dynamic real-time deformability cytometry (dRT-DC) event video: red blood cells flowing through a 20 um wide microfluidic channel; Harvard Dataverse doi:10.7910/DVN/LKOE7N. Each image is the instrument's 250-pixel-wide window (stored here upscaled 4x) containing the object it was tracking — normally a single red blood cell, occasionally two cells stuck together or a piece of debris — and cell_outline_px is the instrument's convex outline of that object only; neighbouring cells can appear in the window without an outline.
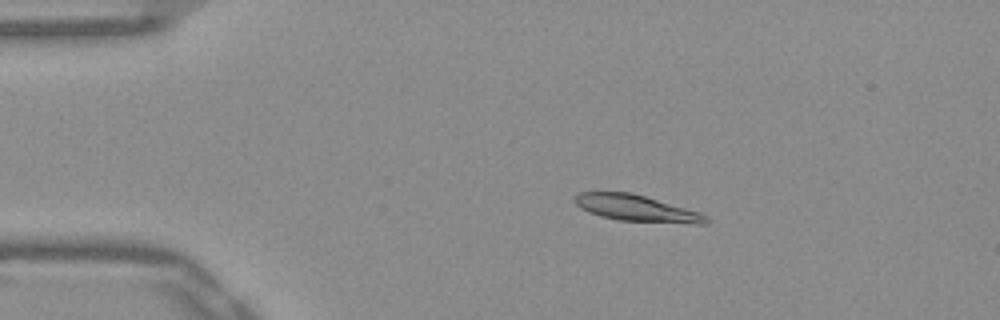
{"species": "Egyptian fruit bat (a non-hibernating species)", "species_latin": "Rousettus aegyptiacus", "temperature_condition": "warm", "stored_images_in_passage": 52, "camera_frame_rate_fps": 3000, "um_per_image_px": 0.085, "frame": {"image": 1, "passage_image": 10, "time_ms": 3.0, "image_size_px": [1000, 320], "cell_outline_px": [[712, 220], [708, 224], [692, 224], [616, 220], [600, 216], [588, 212], [580, 208], [572, 200], [580, 192], [628, 192], [644, 196], [700, 212], [708, 216]], "centroid_in_image_um": [54.14, 17.72], "position_along_channel_um": 30.9, "area_um2": 20.35}}
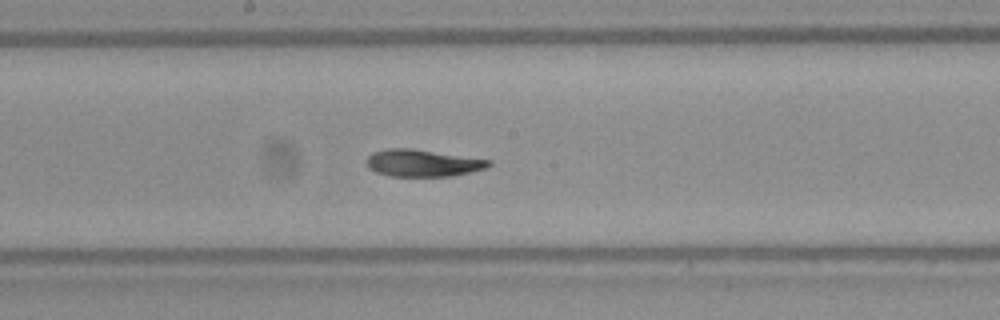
{"frame": {"image": 2, "passage_image": 28, "time_ms": 9.0, "image_size_px": [1000, 320], "cell_outline_px": [[492, 164], [484, 168], [452, 176], [388, 176], [376, 172], [368, 168], [364, 164], [364, 160], [372, 152], [388, 148], [412, 148], [492, 160]], "centroid_in_image_um": [35.85, 13.85], "position_along_channel_um": 212.3, "area_um2": 19.42}}
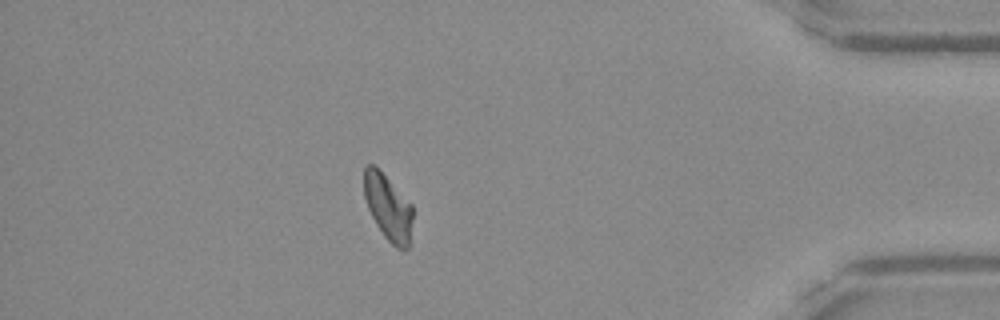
{"frame": {"image": 3, "passage_image": 46, "time_ms": 15.0, "image_size_px": [1000, 320], "cell_outline_px": [[412, 220], [408, 248], [404, 252], [396, 248], [384, 236], [376, 224], [368, 208], [364, 196], [364, 168], [368, 164], [372, 164], [412, 204]], "centroid_in_image_um": [32.99, 17.68], "position_along_channel_um": 402.2, "area_um2": 18.32}, "authors_computed_cell_mechanics": {"area_um2": 19.652, "velocity_mm_per_s": 3.8771, "shape_relaxation_time_tau1_ms": 4.5969, "shape_relaxation_time_tau2_ms": 6.2596, "deformation_change_tau1": 0.1741, "deformation_change_tau2": 0.0939}}